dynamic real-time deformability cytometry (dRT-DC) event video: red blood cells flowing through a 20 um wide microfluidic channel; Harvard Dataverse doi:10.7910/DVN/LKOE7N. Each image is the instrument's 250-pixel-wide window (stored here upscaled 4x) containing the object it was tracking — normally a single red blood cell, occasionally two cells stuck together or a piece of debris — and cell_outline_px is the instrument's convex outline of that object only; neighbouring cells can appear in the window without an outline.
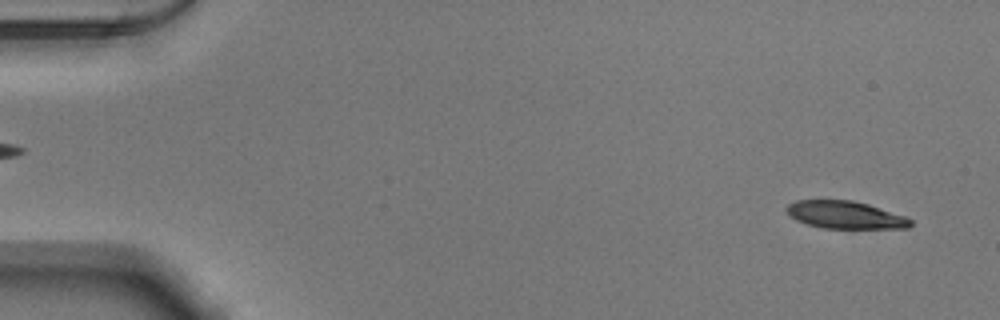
{"species": "Egyptian fruit bat (a non-hibernating species)", "species_latin": "Rousettus aegyptiacus", "temperature_condition": "warm", "stored_images_in_passage": 52, "camera_frame_rate_fps": 3000, "um_per_image_px": 0.085, "animal": {"sex": "male"}, "frame": {"image": 1, "passage_image": 3, "time_ms": 0.667, "image_size_px": [1000, 320], "cell_outline_px": [[912, 224], [908, 228], [820, 228], [796, 220], [788, 216], [784, 208], [788, 204], [796, 200], [852, 200], [868, 204], [908, 216], [912, 220]], "centroid_in_image_um": [71.84, 18.26], "position_along_channel_um": 13.2, "area_um2": 20.17}}
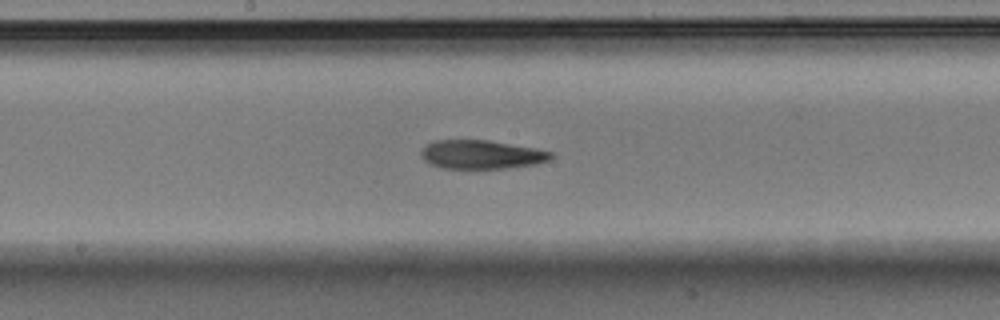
{"frame": {"image": 2, "passage_image": 28, "time_ms": 9.0, "image_size_px": [1000, 320], "cell_outline_px": [[552, 156], [548, 160], [536, 164], [504, 168], [440, 168], [428, 164], [420, 156], [420, 152], [424, 144], [436, 140], [488, 140], [532, 148], [552, 152]], "centroid_in_image_um": [40.82, 13.13], "position_along_channel_um": 207.4, "area_um2": 21.68}}
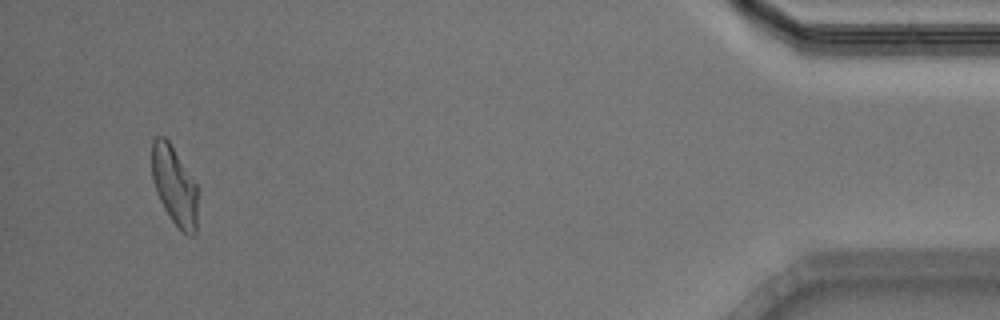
{"frame": {"image": 3, "passage_image": 50, "time_ms": 16.333, "image_size_px": [1000, 320], "cell_outline_px": [[196, 232], [192, 236], [188, 236], [180, 232], [164, 208], [156, 192], [152, 180], [152, 140], [156, 136], [164, 136], [168, 140], [196, 184]], "centroid_in_image_um": [14.8, 15.8], "position_along_channel_um": 420.4, "area_um2": 20.87}, "authors_computed_cell_mechanics": {"area_um2": 22.2241, "velocity_mm_per_s": 3.8815, "shape_relaxation_time_tau1_ms": 6.3505, "shape_relaxation_time_tau2_ms": 6.9417, "deformation_change_tau1": 0.2214, "deformation_change_tau2": 0.1767}}